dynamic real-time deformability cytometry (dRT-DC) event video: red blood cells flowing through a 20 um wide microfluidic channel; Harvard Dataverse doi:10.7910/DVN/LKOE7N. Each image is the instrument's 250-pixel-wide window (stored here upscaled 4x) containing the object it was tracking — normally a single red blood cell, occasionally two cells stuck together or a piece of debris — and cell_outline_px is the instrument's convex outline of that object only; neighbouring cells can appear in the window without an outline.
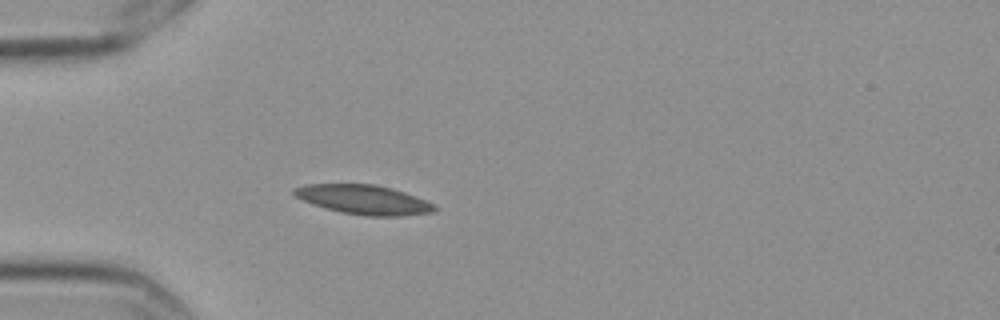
{"species": "Egyptian fruit bat (a non-hibernating species)", "species_latin": "Rousettus aegyptiacus", "temperature_condition": "cold", "stored_images_in_passage": 2, "camera_frame_rate_fps": 3000, "um_per_image_px": 0.085, "frame": {"image": 1, "passage_image": 2, "time_ms": 0.333, "image_size_px": [1000, 320], "cell_outline_px": [[436, 208], [432, 212], [400, 216], [364, 216], [340, 212], [312, 204], [296, 196], [292, 192], [292, 188], [304, 184], [376, 184], [392, 188], [404, 192], [436, 204]], "centroid_in_image_um": [30.9, 16.96], "position_along_channel_um": 54.1, "area_um2": 24.04}}